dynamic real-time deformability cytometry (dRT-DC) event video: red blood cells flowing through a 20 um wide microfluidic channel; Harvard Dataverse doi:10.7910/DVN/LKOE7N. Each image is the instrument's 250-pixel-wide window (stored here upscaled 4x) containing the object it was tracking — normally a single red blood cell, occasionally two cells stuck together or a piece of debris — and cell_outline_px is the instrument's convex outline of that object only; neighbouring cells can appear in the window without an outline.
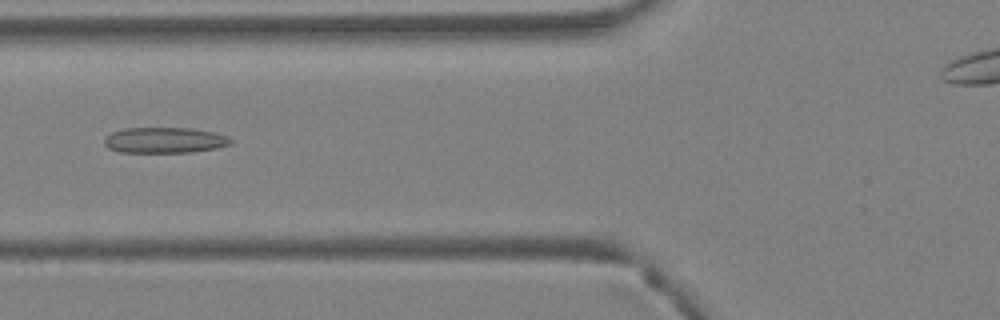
{"species": "Egyptian fruit bat (a non-hibernating species)", "species_latin": "Rousettus aegyptiacus", "temperature_condition": "warm", "stored_images_in_passage": 4, "camera_frame_rate_fps": 3000, "um_per_image_px": 0.085, "animal": {"sex": "female"}, "frame": {"image": 1, "passage_image": 4, "time_ms": 1.0, "image_size_px": [1000, 320], "cell_outline_px": [[236, 140], [232, 144], [216, 148], [192, 152], [120, 152], [108, 148], [104, 144], [104, 136], [112, 132], [124, 128], [192, 128], [216, 132], [228, 136]], "centroid_in_image_um": [14.03, 11.91], "position_along_channel_um": 111.8, "area_um2": 19.25}}